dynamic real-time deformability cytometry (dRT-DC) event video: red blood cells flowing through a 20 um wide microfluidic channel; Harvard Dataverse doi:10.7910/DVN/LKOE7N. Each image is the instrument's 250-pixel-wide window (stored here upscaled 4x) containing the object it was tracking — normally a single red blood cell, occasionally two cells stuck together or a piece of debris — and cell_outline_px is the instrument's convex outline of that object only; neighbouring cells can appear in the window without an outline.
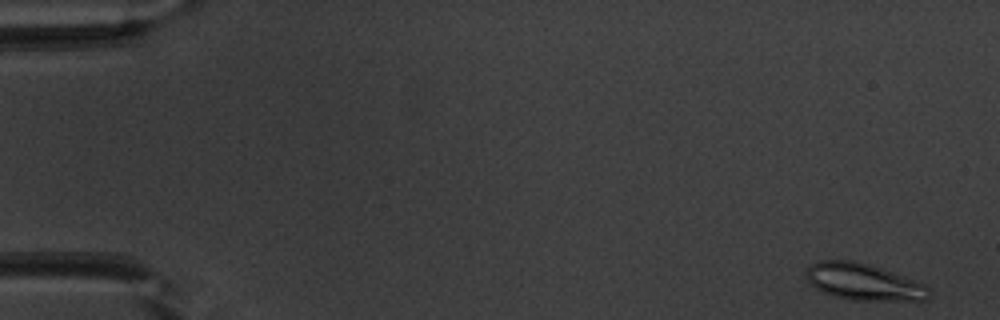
{"species": "common noctule bat (a hibernating species)", "species_latin": "Nyctalus noctula", "temperature_condition": "warm", "stored_images_in_passage": 50, "camera_frame_rate_fps": 3000, "um_per_image_px": 0.085, "animal": {"sex": "male", "body_mass_g": 20.1, "forearm_length_mm": 53.5}, "frame": {"image": 1, "passage_image": 1, "time_ms": 0.0, "image_size_px": [1000, 320], "cell_outline_px": [[932, 296], [928, 300], [852, 300], [836, 296], [824, 292], [816, 288], [808, 280], [804, 272], [812, 264], [820, 260], [852, 260], [868, 264], [892, 272], [924, 284], [928, 288]], "centroid_in_image_um": [73.41, 23.96], "position_along_channel_um": 11.6, "area_um2": 25.95}}
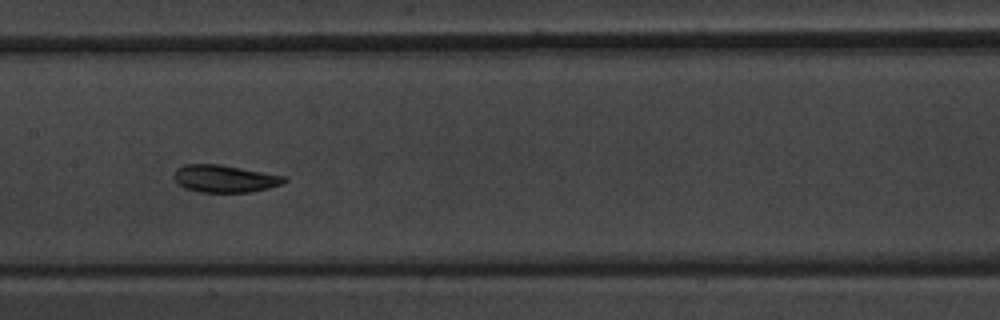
{"frame": {"image": 2, "passage_image": 25, "time_ms": 8.0, "image_size_px": [1000, 320], "cell_outline_px": [[288, 180], [280, 184], [268, 188], [248, 192], [196, 192], [184, 188], [172, 176], [176, 168], [184, 164], [220, 164], [288, 176]], "centroid_in_image_um": [19.09, 15.17], "position_along_channel_um": 188.3, "area_um2": 17.74}}
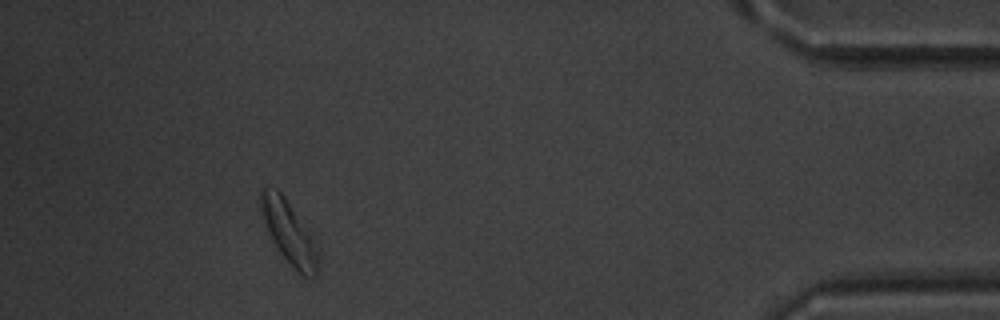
{"frame": {"image": 3, "passage_image": 46, "time_ms": 15.0, "image_size_px": [1000, 320], "cell_outline_px": [[320, 256], [316, 276], [304, 276], [280, 252], [272, 240], [260, 212], [260, 192], [264, 184], [276, 188], [284, 196], [316, 232], [320, 248]], "centroid_in_image_um": [24.65, 19.67], "position_along_channel_um": 410.5, "area_um2": 22.14}, "authors_computed_cell_mechanics": {"area_um2": 18.5827, "velocity_mm_per_s": 3.9386, "shape_relaxation_time_tau1_ms": 2.4578, "shape_relaxation_time_tau2_ms": 2.5603, "deformation_change_tau1": 0.0933, "deformation_change_tau2": 0.07}}